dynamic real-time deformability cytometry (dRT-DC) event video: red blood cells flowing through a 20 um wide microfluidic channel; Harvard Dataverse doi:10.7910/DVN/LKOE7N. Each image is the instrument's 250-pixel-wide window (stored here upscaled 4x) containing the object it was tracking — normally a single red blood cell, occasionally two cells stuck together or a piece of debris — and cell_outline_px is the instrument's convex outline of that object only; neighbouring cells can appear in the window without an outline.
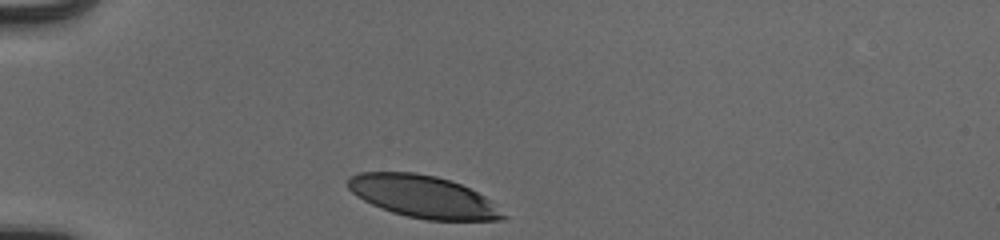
{"species": "human", "species_latin": "Homo sapiens", "temperature_condition": "cold", "stored_images_in_passage": 31, "camera_frame_rate_fps": 3000, "um_per_image_px": 0.085, "donor": {"sex": "male"}, "frame": {"image": 1, "passage_image": 1, "time_ms": 0.0, "image_size_px": [1000, 240], "cell_outline_px": [[508, 216], [504, 220], [428, 220], [408, 216], [392, 212], [380, 208], [356, 196], [348, 188], [348, 180], [352, 176], [360, 172], [416, 172], [436, 176], [460, 184], [492, 200]], "centroid_in_image_um": [36.0, 16.72], "position_along_channel_um": 49.0, "area_um2": 38.09}}
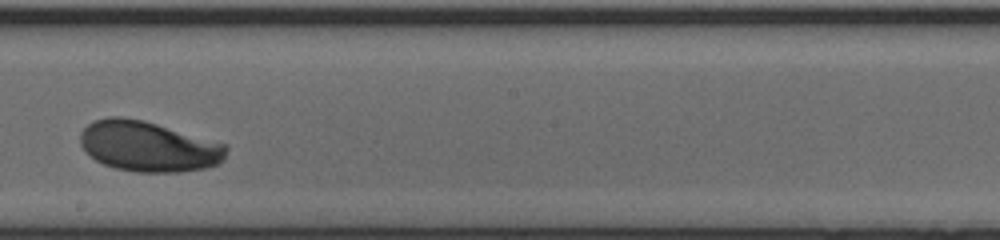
{"frame": {"image": 2, "passage_image": 18, "time_ms": 5.667, "image_size_px": [1000, 240], "cell_outline_px": [[228, 148], [224, 160], [220, 164], [208, 168], [180, 172], [136, 172], [116, 168], [104, 164], [96, 160], [80, 144], [80, 132], [92, 120], [108, 116], [124, 116], [144, 120], [228, 144]], "centroid_in_image_um": [12.65, 12.43], "position_along_channel_um": 235.5, "area_um2": 43.35}}
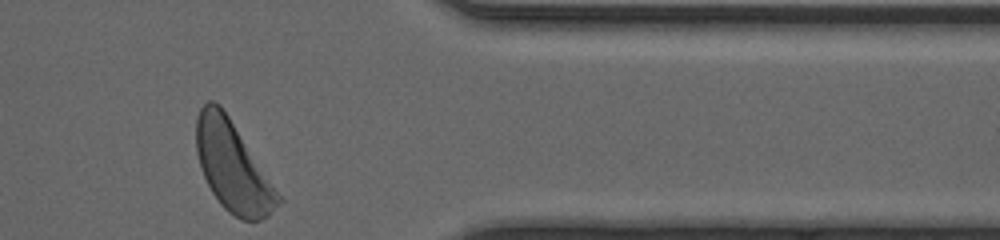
{"frame": {"image": 3, "passage_image": 31, "time_ms": 10.0, "image_size_px": [1000, 240], "cell_outline_px": [[284, 200], [268, 216], [260, 220], [240, 220], [228, 212], [220, 204], [212, 192], [200, 168], [196, 152], [196, 116], [200, 108], [208, 100], [212, 100], [220, 104]], "centroid_in_image_um": [19.77, 14.18], "position_along_channel_um": 391.6, "area_um2": 42.54}, "authors_computed_cell_mechanics": {"area_um2": 42.0206, "velocity_mm_per_s": 3.8688, "shape_relaxation_time_tau1_ms": 1.5589, "shape_relaxation_time_tau2_ms": null, "deformation_change_tau1": 0.1164, "deformation_change_tau2": null}}